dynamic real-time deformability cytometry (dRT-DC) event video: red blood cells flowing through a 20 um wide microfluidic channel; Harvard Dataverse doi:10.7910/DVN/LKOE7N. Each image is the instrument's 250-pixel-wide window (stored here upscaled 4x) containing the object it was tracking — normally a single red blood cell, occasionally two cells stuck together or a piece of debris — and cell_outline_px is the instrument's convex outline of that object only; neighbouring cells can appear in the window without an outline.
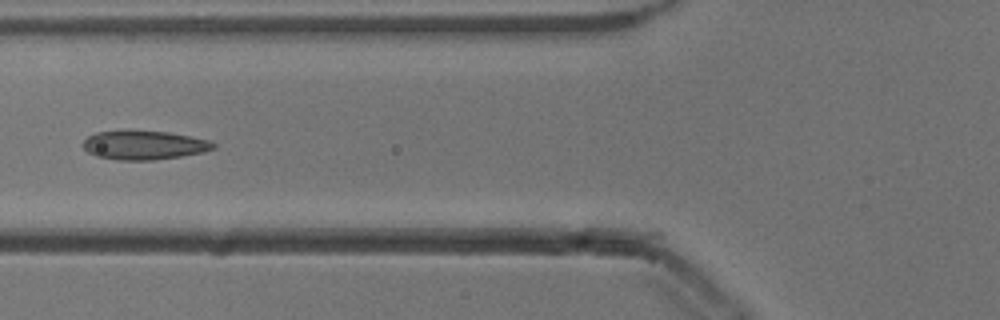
{"species": "common noctule bat (a hibernating species)", "species_latin": "Nyctalus noctula", "temperature_condition": "cold", "stored_images_in_passage": 36, "camera_frame_rate_fps": 3000, "um_per_image_px": 0.085, "animal": {"sex": "male", "body_mass_g": 13.3}, "frame": {"image": 1, "passage_image": 3, "time_ms": 0.667, "image_size_px": [1000, 320], "cell_outline_px": [[216, 148], [204, 152], [180, 156], [152, 160], [116, 160], [96, 156], [88, 152], [80, 144], [88, 136], [96, 132], [168, 132], [208, 140], [216, 144]], "centroid_in_image_um": [12.23, 12.36], "position_along_channel_um": 113.6, "area_um2": 21.56}}
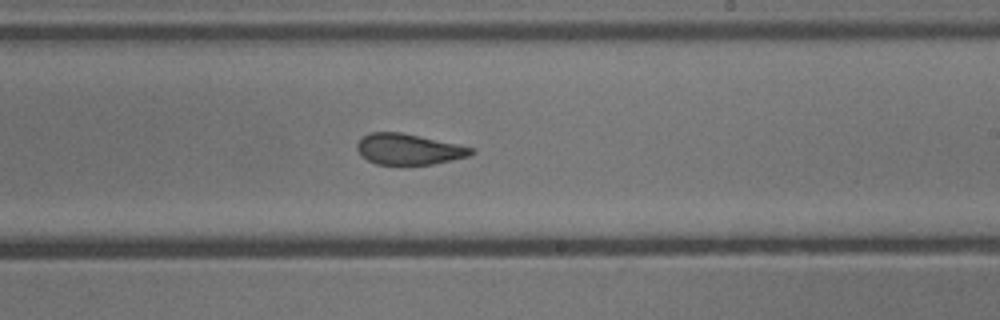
{"frame": {"image": 2, "passage_image": 14, "time_ms": 4.333, "image_size_px": [1000, 320], "cell_outline_px": [[476, 152], [468, 156], [452, 160], [432, 164], [376, 164], [360, 156], [356, 148], [356, 144], [368, 132], [400, 132], [460, 144], [476, 148]], "centroid_in_image_um": [34.76, 12.67], "position_along_channel_um": 254.2, "area_um2": 20.63}}
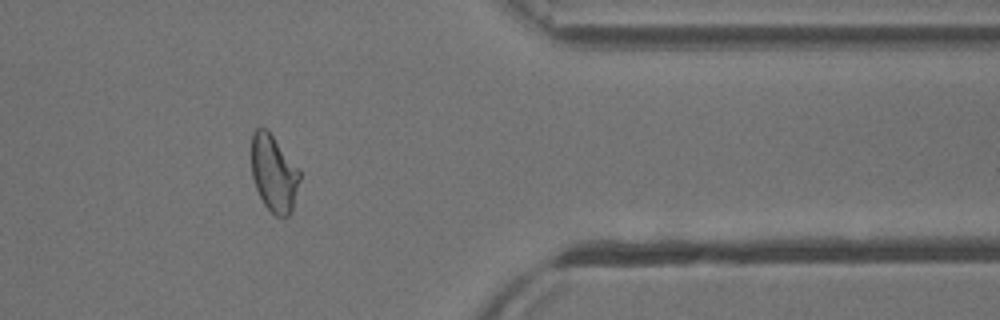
{"frame": {"image": 3, "passage_image": 26, "time_ms": 8.333, "image_size_px": [1000, 320], "cell_outline_px": [[300, 180], [292, 208], [288, 216], [276, 216], [264, 204], [256, 188], [252, 176], [252, 132], [256, 128], [264, 128], [272, 136], [300, 172]], "centroid_in_image_um": [23.26, 14.76], "position_along_channel_um": 388.1, "area_um2": 20.92}, "authors_computed_cell_mechanics": {"area_um2": 21.386, "velocity_mm_per_s": 3.8297, "shape_relaxation_time_tau1_ms": 7.0703, "shape_relaxation_time_tau2_ms": 1.7086, "deformation_change_tau1": 0.1768, "deformation_change_tau2": 0.0593}}